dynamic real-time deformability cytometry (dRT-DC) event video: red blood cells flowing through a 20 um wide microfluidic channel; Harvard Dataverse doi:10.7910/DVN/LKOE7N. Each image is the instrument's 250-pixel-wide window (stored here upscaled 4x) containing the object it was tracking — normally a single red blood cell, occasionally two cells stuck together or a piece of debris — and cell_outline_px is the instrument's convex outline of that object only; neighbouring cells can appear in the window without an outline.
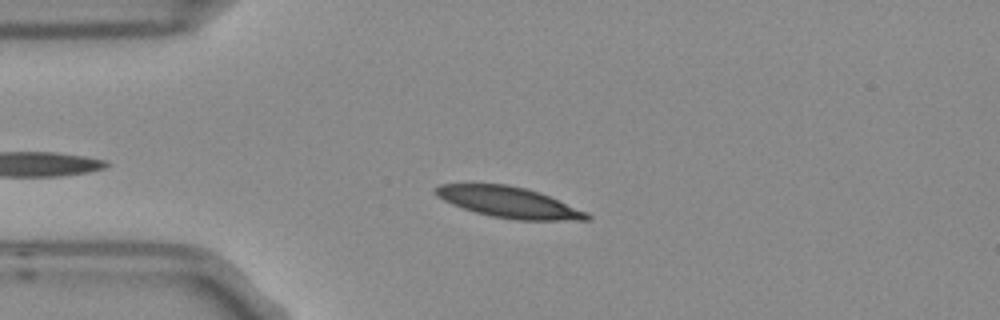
{"species": "Egyptian fruit bat (a non-hibernating species)", "species_latin": "Rousettus aegyptiacus", "temperature_condition": "room temperature", "stored_images_in_passage": 4, "camera_frame_rate_fps": 3000, "um_per_image_px": 0.085, "frame": {"image": 1, "passage_image": 4, "time_ms": 1.0, "image_size_px": [1000, 320], "cell_outline_px": [[592, 216], [588, 220], [516, 220], [492, 216], [476, 212], [452, 204], [436, 196], [432, 192], [432, 188], [440, 184], [504, 184], [524, 188], [540, 192], [588, 212]], "centroid_in_image_um": [43.25, 17.19], "position_along_channel_um": 41.8, "area_um2": 27.17}}